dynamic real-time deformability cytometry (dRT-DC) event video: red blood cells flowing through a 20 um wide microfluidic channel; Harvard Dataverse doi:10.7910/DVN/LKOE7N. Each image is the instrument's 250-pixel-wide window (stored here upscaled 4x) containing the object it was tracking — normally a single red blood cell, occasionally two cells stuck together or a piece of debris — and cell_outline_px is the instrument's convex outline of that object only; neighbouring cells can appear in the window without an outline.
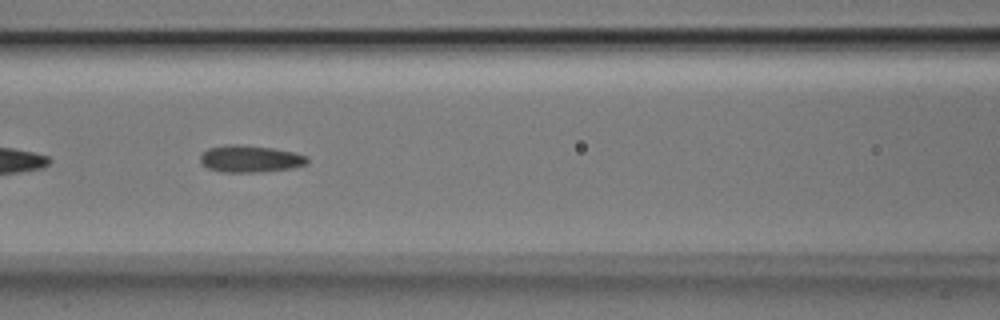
{"species": "Egyptian fruit bat (a non-hibernating species)", "species_latin": "Rousettus aegyptiacus", "temperature_condition": "room temperature", "stored_images_in_passage": 52, "segment_of_instrument_passage": [2, 2], "camera_frame_rate_fps": 3000, "um_per_image_px": 0.085, "animal": {"sex": "male"}, "frame": {"image": 1, "passage_image": 22, "time_ms": 7.0, "image_size_px": [1000, 320], "cell_outline_px": [[308, 164], [292, 168], [260, 172], [224, 172], [208, 168], [200, 160], [200, 156], [208, 148], [228, 144], [236, 144], [272, 148], [296, 152], [308, 156]], "centroid_in_image_um": [21.31, 13.5], "position_along_channel_um": 145.3, "area_um2": 16.82}}
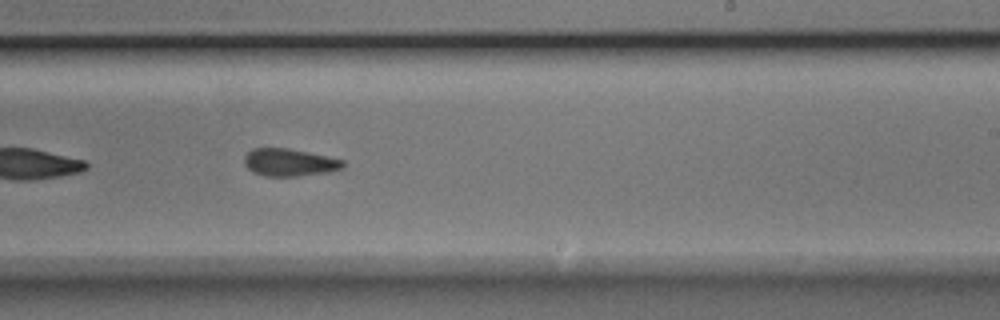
{"frame": {"image": 2, "passage_image": 31, "time_ms": 10.0, "image_size_px": [1000, 320], "cell_outline_px": [[344, 168], [328, 172], [296, 176], [264, 176], [252, 172], [244, 164], [244, 156], [252, 148], [288, 148], [308, 152], [344, 160]], "centroid_in_image_um": [24.58, 13.8], "position_along_channel_um": 264.4, "area_um2": 15.84}}
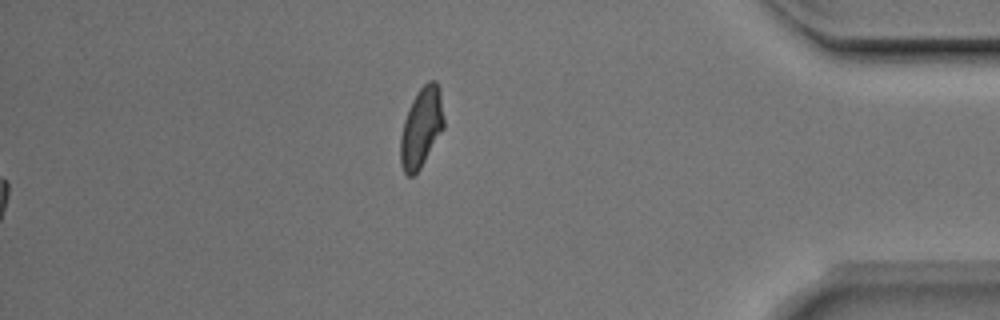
{"frame": {"image": 3, "passage_image": 52, "time_ms": 17.0, "image_size_px": [1000, 320], "cell_outline_px": [[444, 128], [420, 168], [412, 176], [408, 176], [404, 172], [400, 164], [400, 136], [404, 120], [408, 108], [416, 92], [428, 80], [436, 80], [440, 88], [444, 120]], "centroid_in_image_um": [35.81, 10.8], "position_along_channel_um": 399.4, "area_um2": 20.29}}